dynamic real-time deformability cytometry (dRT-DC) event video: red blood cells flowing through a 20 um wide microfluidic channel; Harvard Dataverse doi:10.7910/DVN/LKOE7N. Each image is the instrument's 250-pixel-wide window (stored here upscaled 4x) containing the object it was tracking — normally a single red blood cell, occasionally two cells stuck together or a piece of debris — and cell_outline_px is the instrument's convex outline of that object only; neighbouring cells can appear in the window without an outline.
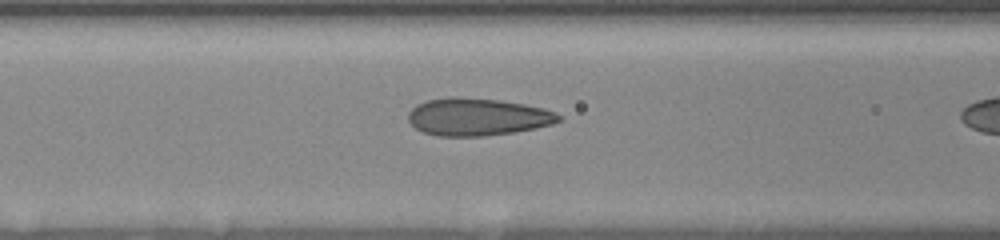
{"species": "human", "species_latin": "Homo sapiens", "temperature_condition": "room temperature", "stored_images_in_passage": 11, "camera_frame_rate_fps": 3000, "um_per_image_px": 0.085, "donor": {"sex": "female"}, "frame": {"image": 1, "passage_image": 10, "time_ms": 3.0, "image_size_px": [1000, 240], "cell_outline_px": [[564, 120], [552, 124], [536, 128], [512, 132], [484, 136], [436, 136], [424, 132], [416, 128], [408, 120], [408, 112], [416, 104], [428, 100], [448, 96], [452, 96], [500, 100], [524, 104], [544, 108], [556, 112]], "centroid_in_image_um": [40.59, 9.93], "position_along_channel_um": 126.0, "area_um2": 33.0}}